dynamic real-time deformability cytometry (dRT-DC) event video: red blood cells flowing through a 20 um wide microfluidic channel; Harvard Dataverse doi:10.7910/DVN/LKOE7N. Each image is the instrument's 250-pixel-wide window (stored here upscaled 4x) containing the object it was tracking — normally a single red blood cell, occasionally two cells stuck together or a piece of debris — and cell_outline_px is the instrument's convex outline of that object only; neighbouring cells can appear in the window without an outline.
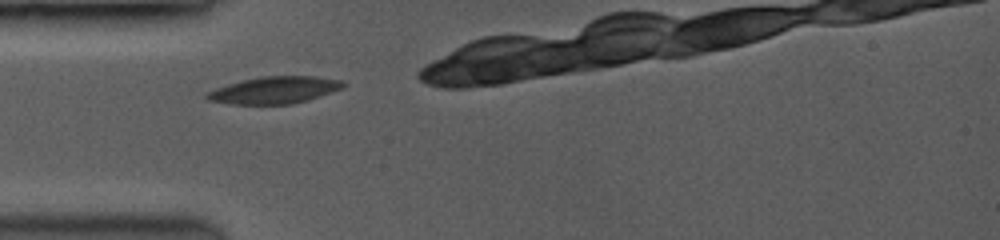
{"species": "common noctule bat (a hibernating species)", "species_latin": "Nyctalus noctula", "temperature_condition": "room temperature", "stored_images_in_passage": 26, "camera_frame_rate_fps": 3500, "um_per_image_px": 0.085, "animal": {"sex": "female", "body_mass_g": 19.0, "forearm_length_mm": 53.3}, "frame": {"image": 1, "passage_image": 1, "time_ms": 0.0, "image_size_px": [1000, 240], "cell_outline_px": [[344, 84], [340, 88], [304, 100], [288, 104], [232, 104], [208, 100], [204, 96], [208, 92], [216, 88], [244, 80], [264, 76], [312, 76], [340, 80]], "centroid_in_image_um": [23.25, 7.65], "position_along_channel_um": 61.8, "area_um2": 20.63}}
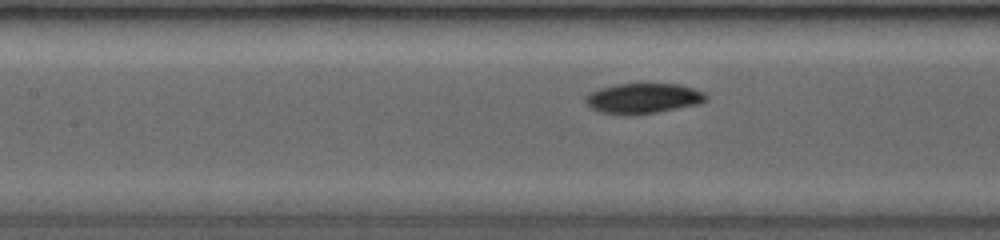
{"frame": {"image": 2, "passage_image": 8, "time_ms": 2.286, "image_size_px": [1000, 240], "cell_outline_px": [[704, 100], [696, 104], [656, 112], [600, 112], [592, 108], [588, 104], [588, 96], [592, 92], [616, 84], [680, 84], [692, 88], [700, 92], [704, 96]], "centroid_in_image_um": [54.69, 8.32], "position_along_channel_um": 152.7, "area_um2": 19.65}}
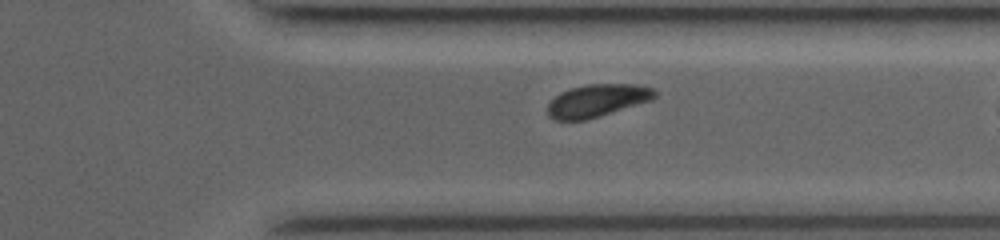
{"frame": {"image": 3, "passage_image": 23, "time_ms": 7.429, "image_size_px": [1000, 240], "cell_outline_px": [[656, 96], [652, 100], [600, 116], [584, 120], [552, 120], [548, 116], [548, 104], [560, 92], [572, 88], [588, 84], [632, 84], [652, 88], [656, 92]], "centroid_in_image_um": [50.75, 8.55], "position_along_channel_um": 360.7, "area_um2": 20.23}}